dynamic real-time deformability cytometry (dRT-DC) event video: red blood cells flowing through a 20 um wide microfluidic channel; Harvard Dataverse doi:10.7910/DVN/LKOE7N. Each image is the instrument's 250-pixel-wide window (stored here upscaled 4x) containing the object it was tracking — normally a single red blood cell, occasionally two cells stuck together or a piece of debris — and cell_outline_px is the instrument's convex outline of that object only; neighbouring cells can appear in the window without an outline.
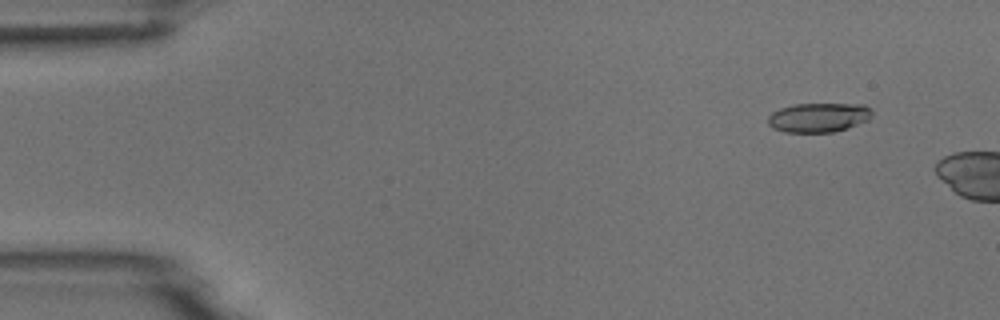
{"species": "common noctule bat (a hibernating species)", "species_latin": "Nyctalus noctula", "temperature_condition": "room temperature", "stored_images_in_passage": 4, "camera_frame_rate_fps": 3000, "um_per_image_px": 0.085, "animal": {"sex": "male", "body_mass_g": 18.8}, "frame": {"image": 1, "passage_image": 2, "time_ms": 1.333, "image_size_px": [1000, 320], "cell_outline_px": [[872, 116], [868, 120], [832, 132], [784, 132], [772, 128], [768, 124], [768, 116], [772, 112], [780, 108], [796, 104], [864, 104], [872, 108]], "centroid_in_image_um": [69.57, 9.97], "position_along_channel_um": 15.4, "area_um2": 17.74}}